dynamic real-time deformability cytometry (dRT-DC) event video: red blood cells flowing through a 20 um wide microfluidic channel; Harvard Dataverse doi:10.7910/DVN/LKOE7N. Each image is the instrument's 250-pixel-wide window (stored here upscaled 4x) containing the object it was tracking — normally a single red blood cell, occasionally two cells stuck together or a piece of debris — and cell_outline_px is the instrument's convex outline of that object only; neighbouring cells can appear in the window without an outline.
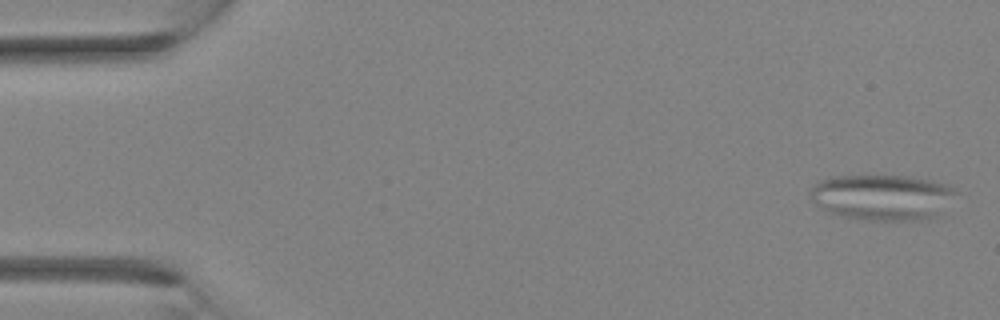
{"species": "Egyptian fruit bat (a non-hibernating species)", "species_latin": "Rousettus aegyptiacus", "temperature_condition": "room temperature", "stored_images_in_passage": 4, "camera_frame_rate_fps": 3000, "um_per_image_px": 0.085, "animal": {"sex": "female"}, "frame": {"image": 1, "passage_image": 1, "time_ms": 0.0, "image_size_px": [1000, 320], "cell_outline_px": [[956, 192], [936, 216], [928, 220], [868, 220], [844, 216], [828, 212], [820, 208], [812, 200], [808, 192], [820, 180], [832, 176], [908, 176], [948, 184], [956, 188]], "centroid_in_image_um": [74.96, 16.76], "position_along_channel_um": 10.0, "area_um2": 38.61}}
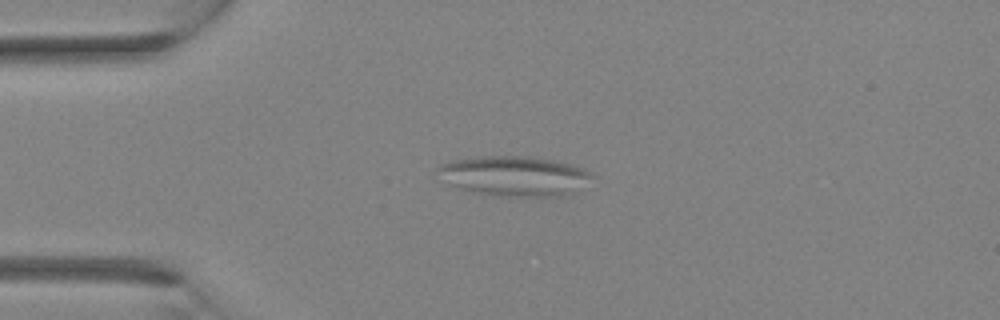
{"frame": {"image": 2, "passage_image": 3, "time_ms": 0.667, "image_size_px": [1000, 320], "cell_outline_px": [[596, 176], [572, 192], [564, 196], [492, 196], [472, 192], [448, 184], [440, 180], [436, 168], [440, 164], [452, 160], [488, 156], [528, 156], [556, 160], [572, 164], [584, 168], [592, 172]], "centroid_in_image_um": [43.7, 14.96], "position_along_channel_um": 41.3, "area_um2": 36.3}}
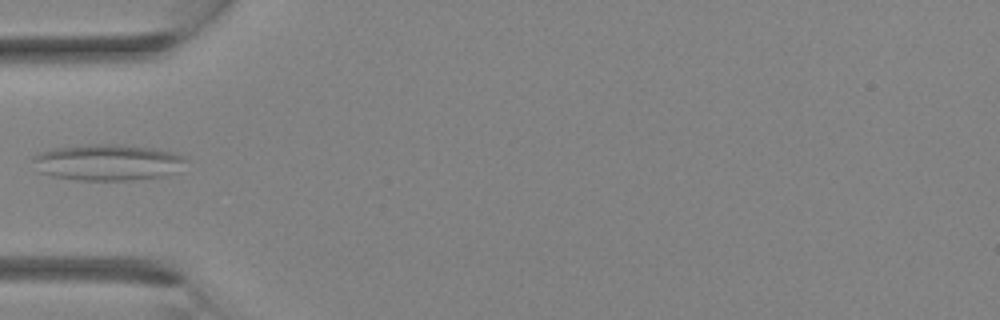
{"frame": {"image": 3, "passage_image": 4, "time_ms": 1.0, "image_size_px": [1000, 320], "cell_outline_px": [[188, 160], [176, 172], [168, 176], [128, 180], [80, 180], [52, 176], [40, 172], [32, 160], [32, 156], [36, 152], [52, 148], [88, 144], [112, 144], [152, 148], [176, 152], [184, 156]], "centroid_in_image_um": [9.15, 13.79], "position_along_channel_um": 75.8, "area_um2": 32.6}}